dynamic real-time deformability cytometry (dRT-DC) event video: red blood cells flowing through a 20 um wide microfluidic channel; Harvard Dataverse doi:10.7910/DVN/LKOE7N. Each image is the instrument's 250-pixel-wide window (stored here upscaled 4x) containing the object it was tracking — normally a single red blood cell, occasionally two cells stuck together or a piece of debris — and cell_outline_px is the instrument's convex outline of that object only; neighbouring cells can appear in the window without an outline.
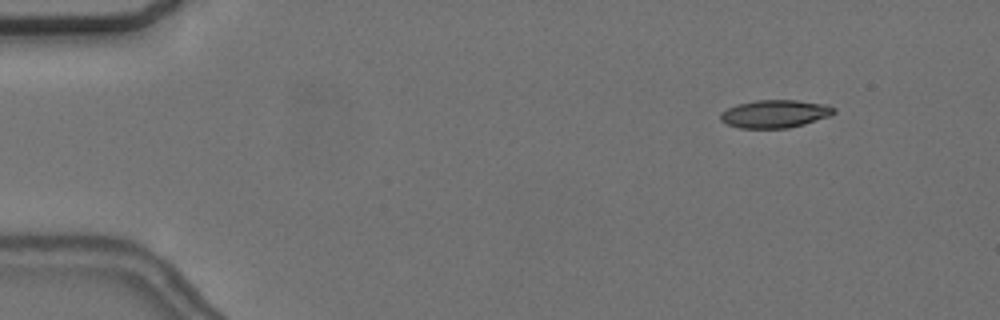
{"species": "common noctule bat (a hibernating species)", "species_latin": "Nyctalus noctula", "temperature_condition": "cold", "stored_images_in_passage": 53, "camera_frame_rate_fps": 3000, "um_per_image_px": 0.085, "animal": {"sex": "female", "body_mass_g": 24.6, "forearm_length_mm": 56.2}, "frame": {"image": 1, "passage_image": 3, "time_ms": 0.667, "image_size_px": [1000, 320], "cell_outline_px": [[836, 112], [828, 116], [804, 124], [788, 128], [740, 128], [728, 124], [720, 120], [720, 112], [736, 104], [756, 100], [796, 100], [828, 104], [836, 108]], "centroid_in_image_um": [65.87, 9.66], "position_along_channel_um": 19.1, "area_um2": 18.5}}
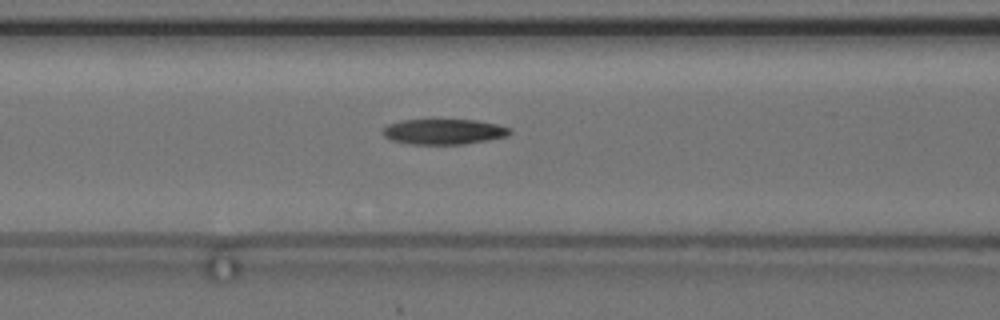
{"frame": {"image": 2, "passage_image": 20, "time_ms": 6.333, "image_size_px": [1000, 320], "cell_outline_px": [[512, 132], [508, 136], [488, 140], [464, 144], [408, 144], [392, 140], [384, 136], [384, 128], [388, 124], [400, 120], [432, 116], [476, 120], [496, 124], [512, 128]], "centroid_in_image_um": [37.72, 11.13], "position_along_channel_um": 128.9, "area_um2": 19.88}}
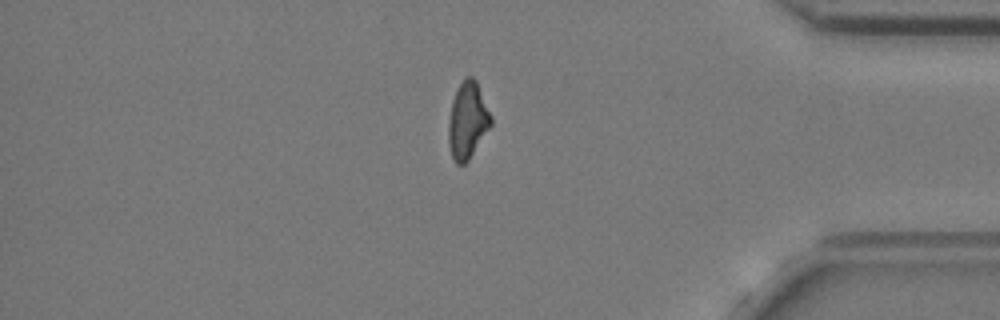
{"frame": {"image": 3, "passage_image": 44, "time_ms": 14.333, "image_size_px": [1000, 320], "cell_outline_px": [[492, 124], [468, 160], [464, 164], [456, 164], [452, 156], [448, 144], [448, 124], [452, 100], [464, 76], [472, 76], [476, 80], [492, 116]], "centroid_in_image_um": [39.74, 10.22], "position_along_channel_um": 395.5, "area_um2": 18.9}, "authors_computed_cell_mechanics": {"area_um2": 18.9006, "velocity_mm_per_s": 3.6857, "shape_relaxation_time_tau1_ms": 6.6052, "shape_relaxation_time_tau2_ms": 8.4461, "deformation_change_tau1": 0.1681, "deformation_change_tau2": 0.1843}}